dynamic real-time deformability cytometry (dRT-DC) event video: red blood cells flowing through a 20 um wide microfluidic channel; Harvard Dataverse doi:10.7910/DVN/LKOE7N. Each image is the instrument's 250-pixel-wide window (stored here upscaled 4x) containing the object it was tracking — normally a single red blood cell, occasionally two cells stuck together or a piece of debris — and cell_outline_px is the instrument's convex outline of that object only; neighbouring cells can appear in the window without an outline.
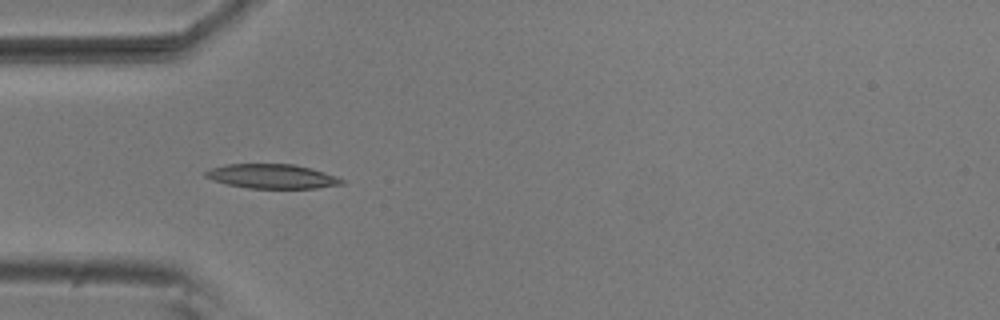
{"species": "common noctule bat (a hibernating species)", "species_latin": "Nyctalus noctula", "temperature_condition": "room temperature", "stored_images_in_passage": 6, "camera_frame_rate_fps": 3000, "um_per_image_px": 0.085, "animal": {"sex": "male", "body_mass_g": 20.5, "forearm_length_mm": 52.5}, "frame": {"image": 1, "passage_image": 5, "time_ms": 1.333, "image_size_px": [1000, 320], "cell_outline_px": [[344, 184], [316, 188], [248, 188], [228, 184], [212, 180], [204, 176], [204, 172], [212, 168], [228, 164], [292, 164], [324, 172], [336, 176], [344, 180]], "centroid_in_image_um": [23.11, 14.99], "position_along_channel_um": 61.9, "area_um2": 19.13}}
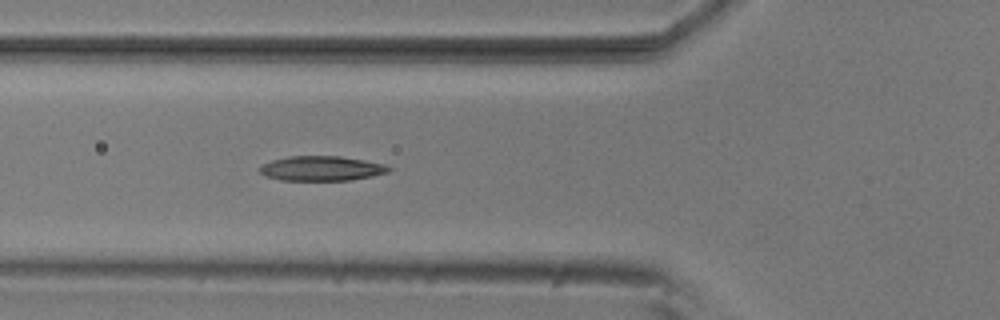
{"frame": {"image": 2, "passage_image": 6, "time_ms": 1.667, "image_size_px": [1000, 320], "cell_outline_px": [[392, 168], [388, 172], [372, 176], [352, 180], [280, 180], [264, 176], [256, 168], [272, 160], [288, 156], [340, 156], [364, 160], [384, 164]], "centroid_in_image_um": [27.3, 14.32], "position_along_channel_um": 98.5, "area_um2": 18.67}}